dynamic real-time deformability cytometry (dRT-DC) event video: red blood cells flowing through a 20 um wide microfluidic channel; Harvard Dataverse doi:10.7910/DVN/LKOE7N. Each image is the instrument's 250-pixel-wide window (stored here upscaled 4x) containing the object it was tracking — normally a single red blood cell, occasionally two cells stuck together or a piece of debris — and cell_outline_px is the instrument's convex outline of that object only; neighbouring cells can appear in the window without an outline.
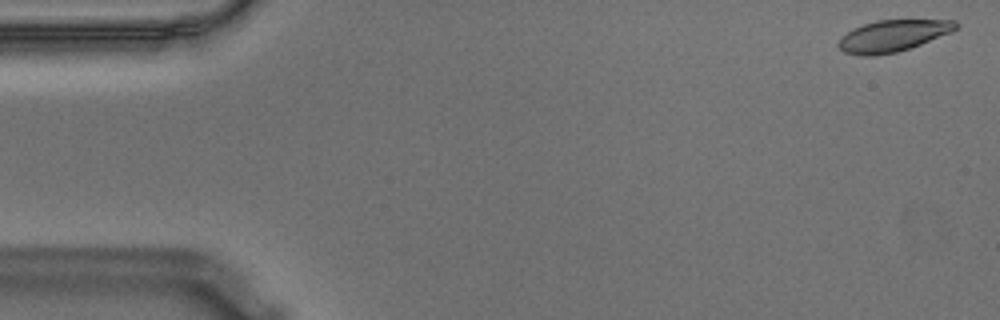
{"species": "Egyptian fruit bat (a non-hibernating species)", "species_latin": "Rousettus aegyptiacus", "temperature_condition": "warm", "stored_images_in_passage": 57, "camera_frame_rate_fps": 3000, "um_per_image_px": 0.085, "animal": {"sex": "male"}, "frame": {"image": 1, "passage_image": 2, "time_ms": 0.333, "image_size_px": [1000, 320], "cell_outline_px": [[960, 24], [952, 32], [920, 44], [896, 52], [876, 56], [860, 56], [844, 52], [836, 44], [852, 28], [876, 20], [956, 20]], "centroid_in_image_um": [75.89, 3.04], "position_along_channel_um": 9.1, "area_um2": 21.5}}
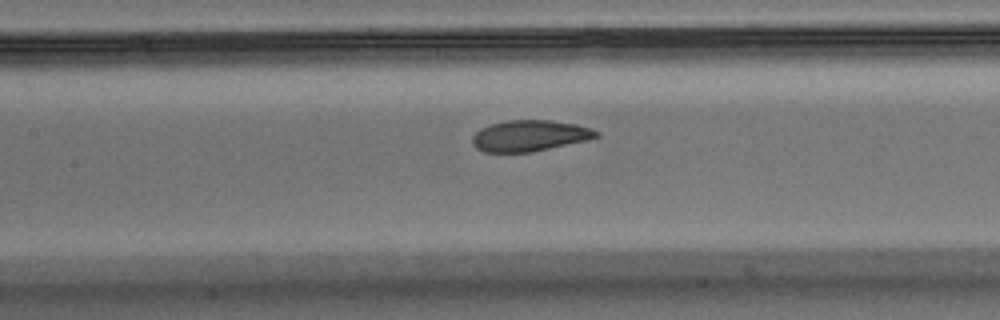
{"frame": {"image": 2, "passage_image": 26, "time_ms": 8.333, "image_size_px": [1000, 320], "cell_outline_px": [[600, 136], [588, 140], [532, 152], [484, 152], [476, 148], [472, 144], [472, 136], [480, 128], [488, 124], [508, 120], [548, 120], [576, 124], [592, 128], [600, 132]], "centroid_in_image_um": [45.02, 11.53], "position_along_channel_um": 162.4, "area_um2": 22.66}}
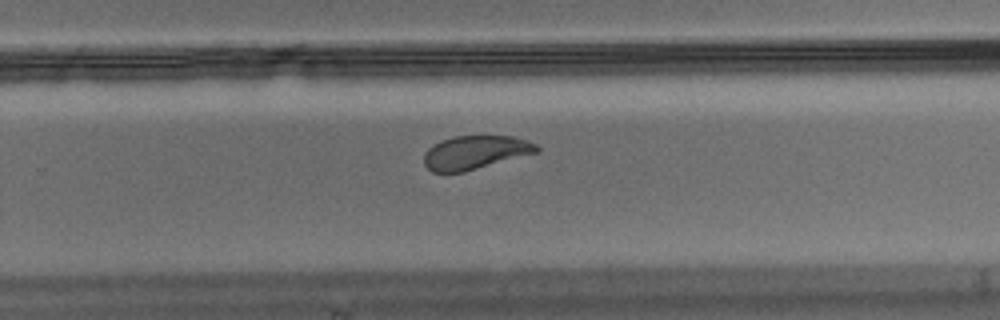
{"frame": {"image": 3, "passage_image": 37, "time_ms": 12.0, "image_size_px": [1000, 320], "cell_outline_px": [[540, 148], [536, 152], [464, 172], [432, 172], [424, 164], [424, 152], [432, 144], [440, 140], [452, 136], [512, 136], [528, 140], [536, 144]], "centroid_in_image_um": [40.35, 12.94], "position_along_channel_um": 289.5, "area_um2": 22.02}, "authors_computed_cell_mechanics": {"area_um2": 23.2934, "velocity_mm_per_s": 3.4763, "shape_relaxation_time_tau1_ms": 3.2143, "shape_relaxation_time_tau2_ms": 1.6016, "deformation_change_tau1": 0.1281, "deformation_change_tau2": 0.063}}